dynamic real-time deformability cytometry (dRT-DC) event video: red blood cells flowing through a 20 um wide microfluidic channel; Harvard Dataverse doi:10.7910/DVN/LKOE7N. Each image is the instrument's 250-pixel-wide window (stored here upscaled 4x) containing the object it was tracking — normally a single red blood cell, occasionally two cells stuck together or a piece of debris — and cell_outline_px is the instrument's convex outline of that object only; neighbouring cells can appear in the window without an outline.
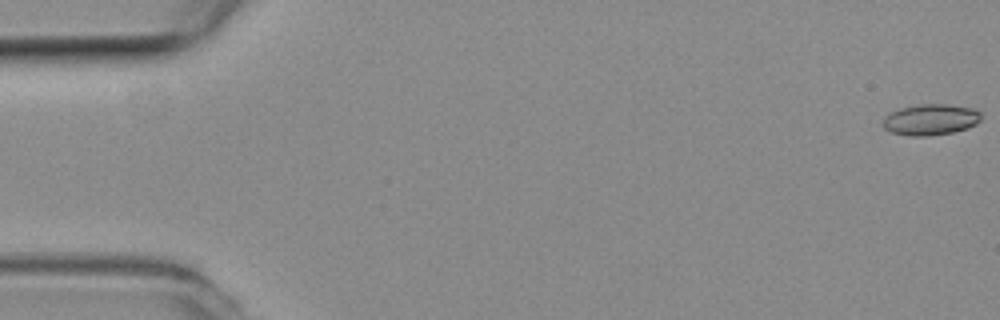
{"species": "common noctule bat (a hibernating species)", "species_latin": "Nyctalus noctula", "temperature_condition": "room temperature", "stored_images_in_passage": 10, "camera_frame_rate_fps": 3000, "um_per_image_px": 0.085, "animal": {"sex": "female", "body_mass_g": 19.3, "forearm_length_mm": 54.1}, "frame": {"image": 1, "passage_image": 1, "time_ms": 0.0, "image_size_px": [1000, 320], "cell_outline_px": [[980, 120], [976, 124], [968, 128], [952, 132], [928, 136], [908, 136], [892, 132], [884, 128], [884, 120], [892, 112], [900, 108], [920, 104], [944, 104], [972, 108], [980, 112]], "centroid_in_image_um": [79.12, 10.17], "position_along_channel_um": 5.9, "area_um2": 17.51}}